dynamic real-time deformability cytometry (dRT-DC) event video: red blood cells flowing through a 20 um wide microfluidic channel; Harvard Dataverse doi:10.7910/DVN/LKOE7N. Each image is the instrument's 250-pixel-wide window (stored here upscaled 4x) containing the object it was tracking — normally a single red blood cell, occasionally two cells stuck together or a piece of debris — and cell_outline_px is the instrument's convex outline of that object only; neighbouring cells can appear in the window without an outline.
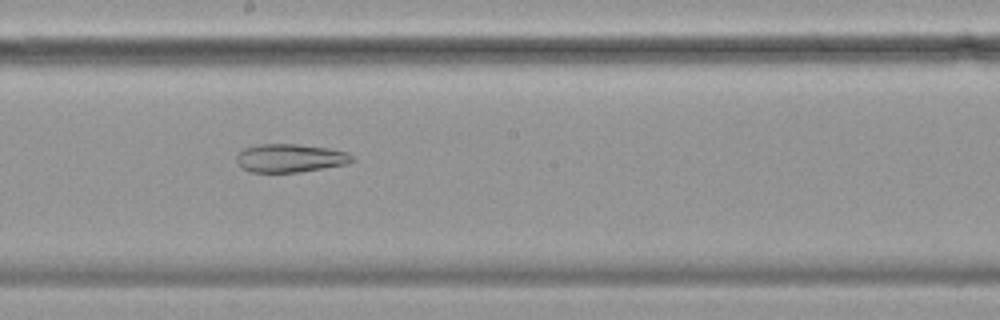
{"species": "common noctule bat (a hibernating species)", "species_latin": "Nyctalus noctula", "temperature_condition": "cold", "stored_images_in_passage": 57, "camera_frame_rate_fps": 3000, "um_per_image_px": 0.085, "animal": {"sex": "female", "body_mass_g": 19.9}, "frame": {"image": 1, "passage_image": 31, "time_ms": 10.0, "image_size_px": [1000, 320], "cell_outline_px": [[356, 160], [348, 164], [300, 172], [248, 172], [236, 160], [236, 156], [244, 148], [260, 144], [296, 144], [328, 148], [348, 152]], "centroid_in_image_um": [24.7, 13.44], "position_along_channel_um": 223.5, "area_um2": 19.07}}
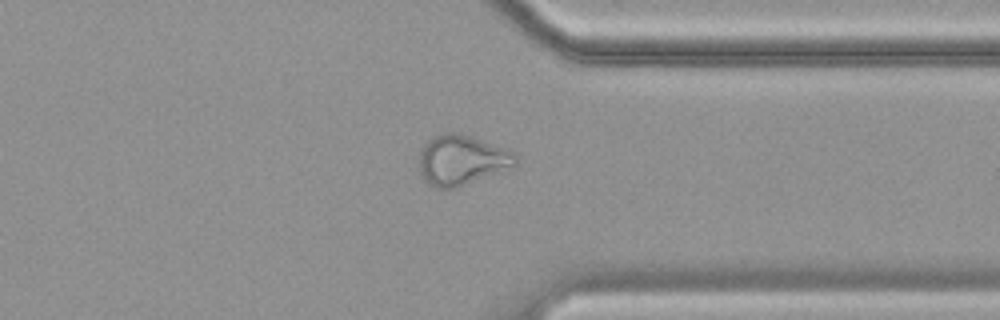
{"frame": {"image": 2, "passage_image": 44, "time_ms": 14.333, "image_size_px": [1000, 320], "cell_outline_px": [[520, 160], [516, 168], [456, 188], [436, 188], [428, 184], [424, 180], [420, 172], [420, 148], [428, 140], [436, 136], [448, 132], [460, 132], [508, 148], [516, 152], [520, 156]], "centroid_in_image_um": [39.36, 13.61], "position_along_channel_um": 372.0, "area_um2": 29.13}}
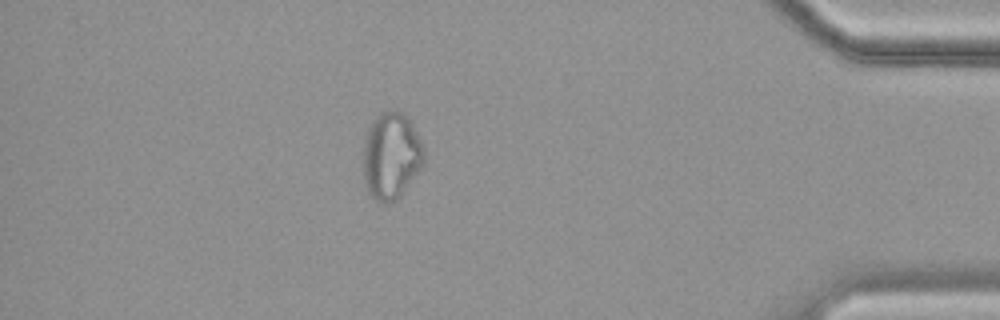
{"frame": {"image": 3, "passage_image": 50, "time_ms": 16.333, "image_size_px": [1000, 320], "cell_outline_px": [[424, 164], [400, 196], [392, 204], [384, 204], [376, 200], [368, 192], [364, 180], [364, 140], [368, 128], [372, 120], [380, 112], [400, 112], [412, 124], [424, 148]], "centroid_in_image_um": [33.24, 13.29], "position_along_channel_um": 402.0, "area_um2": 30.58}, "authors_computed_cell_mechanics": {"area_um2": 28.322, "velocity_mm_per_s": 3.472, "shape_relaxation_time_tau1_ms": null, "shape_relaxation_time_tau2_ms": 4.9068, "deformation_change_tau1": null, "deformation_change_tau2": 0.1404}}